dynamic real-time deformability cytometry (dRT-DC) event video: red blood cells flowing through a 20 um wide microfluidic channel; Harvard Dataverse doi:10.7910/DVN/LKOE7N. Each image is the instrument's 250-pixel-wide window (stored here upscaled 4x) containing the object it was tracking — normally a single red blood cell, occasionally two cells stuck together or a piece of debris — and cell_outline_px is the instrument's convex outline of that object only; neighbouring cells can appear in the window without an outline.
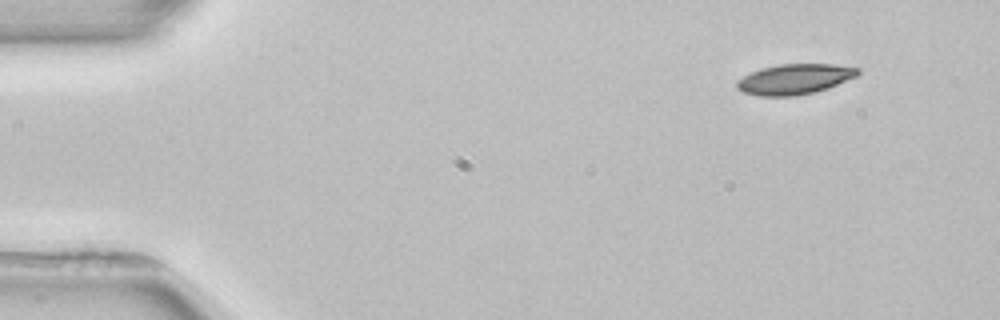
{"species": "common noctule bat (a hibernating species)", "species_latin": "Nyctalus noctula", "temperature_condition": "room temperature", "stored_images_in_passage": 3, "camera_frame_rate_fps": 3000, "um_per_image_px": 0.085, "animal": {"sex": "female", "body_mass_g": 22.7, "forearm_length_mm": 54.2}, "frame": {"image": 1, "passage_image": 1, "time_ms": 0.0, "image_size_px": [1000, 320], "cell_outline_px": [[860, 72], [856, 76], [828, 88], [816, 92], [796, 96], [760, 96], [744, 92], [736, 88], [736, 80], [752, 72], [764, 68], [780, 64], [832, 64], [860, 68]], "centroid_in_image_um": [67.55, 6.73], "position_along_channel_um": 17.5, "area_um2": 21.27}}